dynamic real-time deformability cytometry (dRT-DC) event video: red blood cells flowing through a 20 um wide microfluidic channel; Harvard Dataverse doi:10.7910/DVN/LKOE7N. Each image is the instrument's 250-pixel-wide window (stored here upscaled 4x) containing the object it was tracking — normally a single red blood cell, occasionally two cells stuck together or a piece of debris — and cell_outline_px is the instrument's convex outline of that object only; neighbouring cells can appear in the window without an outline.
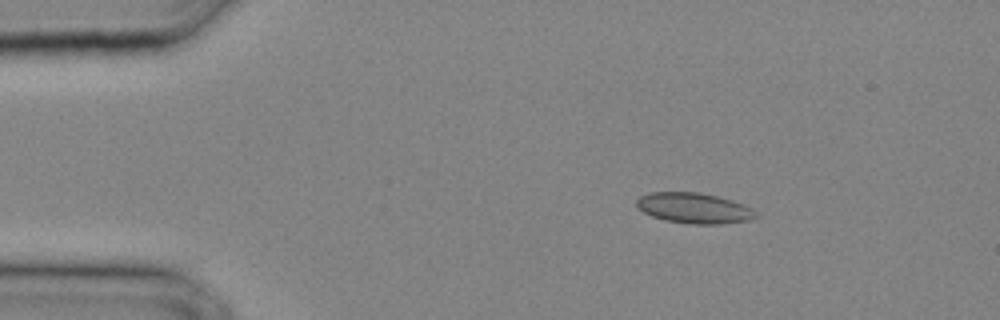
{"species": "common noctule bat (a hibernating species)", "species_latin": "Nyctalus noctula", "temperature_condition": "cold", "stored_images_in_passage": 26, "camera_frame_rate_fps": 3000, "um_per_image_px": 0.085, "animal": {"sex": "male", "body_mass_g": 20.4}, "frame": {"image": 1, "passage_image": 1, "time_ms": 0.0, "image_size_px": [1000, 320], "cell_outline_px": [[760, 216], [748, 220], [720, 224], [688, 224], [664, 220], [652, 216], [636, 208], [636, 200], [640, 196], [648, 192], [700, 192], [732, 200], [744, 204], [752, 208]], "centroid_in_image_um": [58.98, 17.69], "position_along_channel_um": 26.0, "area_um2": 21.44}}
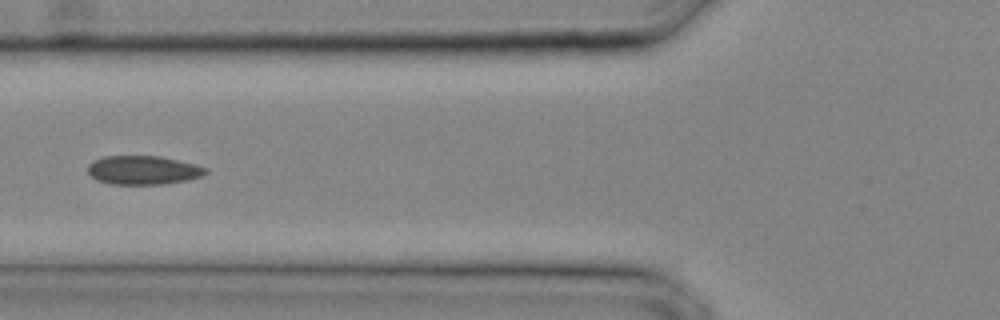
{"frame": {"image": 2, "passage_image": 8, "time_ms": 2.333, "image_size_px": [1000, 320], "cell_outline_px": [[208, 172], [204, 176], [188, 180], [164, 184], [112, 184], [96, 180], [88, 172], [88, 164], [92, 160], [104, 156], [160, 156], [196, 164], [208, 168]], "centroid_in_image_um": [12.2, 14.46], "position_along_channel_um": 113.6, "area_um2": 20.0}}
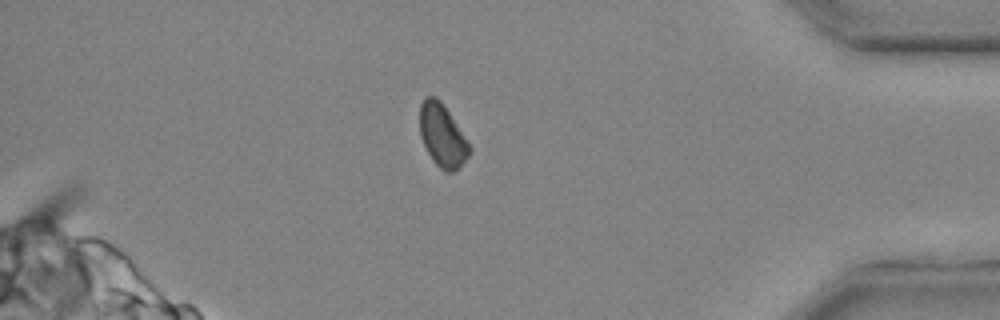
{"frame": {"image": 3, "passage_image": 23, "time_ms": 7.333, "image_size_px": [1000, 320], "cell_outline_px": [[472, 148], [468, 156], [460, 168], [452, 172], [444, 172], [432, 160], [420, 136], [420, 104], [424, 96], [436, 96], [440, 100]], "centroid_in_image_um": [37.59, 11.53], "position_along_channel_um": 397.6, "area_um2": 18.03}}